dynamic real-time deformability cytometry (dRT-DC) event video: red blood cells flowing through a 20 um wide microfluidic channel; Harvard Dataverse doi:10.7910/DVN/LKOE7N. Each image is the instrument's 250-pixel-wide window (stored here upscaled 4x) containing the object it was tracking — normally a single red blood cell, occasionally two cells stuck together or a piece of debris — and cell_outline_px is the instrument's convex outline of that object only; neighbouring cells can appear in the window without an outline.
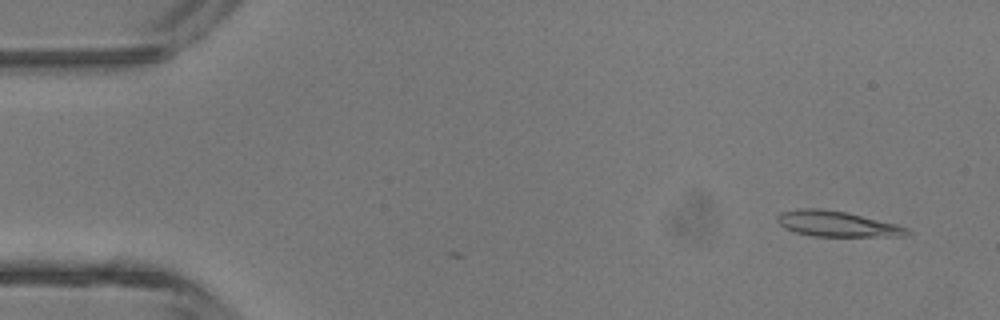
{"species": "common noctule bat (a hibernating species)", "species_latin": "Nyctalus noctula", "temperature_condition": "room temperature", "stored_images_in_passage": 2, "camera_frame_rate_fps": 3000, "um_per_image_px": 0.085, "animal": {"sex": "male", "body_mass_g": 13.3}, "frame": {"image": 1, "passage_image": 2, "time_ms": 1.0, "image_size_px": [1000, 320], "cell_outline_px": [[912, 232], [904, 236], [812, 236], [796, 232], [784, 228], [776, 220], [776, 216], [780, 212], [796, 208], [820, 208], [848, 212], [896, 224], [908, 228]], "centroid_in_image_um": [71.11, 19.02], "position_along_channel_um": 13.9, "area_um2": 19.48}}